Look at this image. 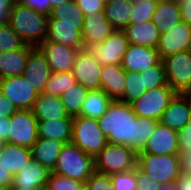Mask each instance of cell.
I'll return each instance as SVG.
<instances>
[{"label": "cell", "mask_w": 191, "mask_h": 190, "mask_svg": "<svg viewBox=\"0 0 191 190\" xmlns=\"http://www.w3.org/2000/svg\"><path fill=\"white\" fill-rule=\"evenodd\" d=\"M0 91L18 110H31L39 95L24 75L0 79Z\"/></svg>", "instance_id": "8fae6325"}, {"label": "cell", "mask_w": 191, "mask_h": 190, "mask_svg": "<svg viewBox=\"0 0 191 190\" xmlns=\"http://www.w3.org/2000/svg\"><path fill=\"white\" fill-rule=\"evenodd\" d=\"M44 41L55 42L82 50V26L80 24L60 23L57 19H48L47 36Z\"/></svg>", "instance_id": "ffe728a7"}, {"label": "cell", "mask_w": 191, "mask_h": 190, "mask_svg": "<svg viewBox=\"0 0 191 190\" xmlns=\"http://www.w3.org/2000/svg\"><path fill=\"white\" fill-rule=\"evenodd\" d=\"M48 1H50L51 10H52V8H55V7L61 5L62 3L67 2L69 0H48Z\"/></svg>", "instance_id": "db71d44e"}, {"label": "cell", "mask_w": 191, "mask_h": 190, "mask_svg": "<svg viewBox=\"0 0 191 190\" xmlns=\"http://www.w3.org/2000/svg\"><path fill=\"white\" fill-rule=\"evenodd\" d=\"M8 144L32 148L38 139V120L32 110H17L10 117Z\"/></svg>", "instance_id": "9c48e42d"}, {"label": "cell", "mask_w": 191, "mask_h": 190, "mask_svg": "<svg viewBox=\"0 0 191 190\" xmlns=\"http://www.w3.org/2000/svg\"><path fill=\"white\" fill-rule=\"evenodd\" d=\"M122 31L131 45L157 48L160 33L152 20L140 24L130 23Z\"/></svg>", "instance_id": "d4e9b609"}, {"label": "cell", "mask_w": 191, "mask_h": 190, "mask_svg": "<svg viewBox=\"0 0 191 190\" xmlns=\"http://www.w3.org/2000/svg\"><path fill=\"white\" fill-rule=\"evenodd\" d=\"M17 3L32 8L37 12L46 14L47 16L51 13V5L48 0H17Z\"/></svg>", "instance_id": "7bdbcfd3"}, {"label": "cell", "mask_w": 191, "mask_h": 190, "mask_svg": "<svg viewBox=\"0 0 191 190\" xmlns=\"http://www.w3.org/2000/svg\"><path fill=\"white\" fill-rule=\"evenodd\" d=\"M77 83L72 72L54 73L51 72L49 80L45 85L43 93L60 97L66 90L70 89Z\"/></svg>", "instance_id": "836d02e7"}, {"label": "cell", "mask_w": 191, "mask_h": 190, "mask_svg": "<svg viewBox=\"0 0 191 190\" xmlns=\"http://www.w3.org/2000/svg\"><path fill=\"white\" fill-rule=\"evenodd\" d=\"M83 15L95 11H104L105 3L102 0H75Z\"/></svg>", "instance_id": "ee69618b"}, {"label": "cell", "mask_w": 191, "mask_h": 190, "mask_svg": "<svg viewBox=\"0 0 191 190\" xmlns=\"http://www.w3.org/2000/svg\"><path fill=\"white\" fill-rule=\"evenodd\" d=\"M18 109L0 91V117H11Z\"/></svg>", "instance_id": "bcb514c9"}, {"label": "cell", "mask_w": 191, "mask_h": 190, "mask_svg": "<svg viewBox=\"0 0 191 190\" xmlns=\"http://www.w3.org/2000/svg\"><path fill=\"white\" fill-rule=\"evenodd\" d=\"M97 121L108 143L126 145L136 153L144 149L158 123L137 117L131 104L119 100H113Z\"/></svg>", "instance_id": "6da1fadb"}, {"label": "cell", "mask_w": 191, "mask_h": 190, "mask_svg": "<svg viewBox=\"0 0 191 190\" xmlns=\"http://www.w3.org/2000/svg\"><path fill=\"white\" fill-rule=\"evenodd\" d=\"M26 43L8 23L0 24V53L22 49Z\"/></svg>", "instance_id": "d590c367"}, {"label": "cell", "mask_w": 191, "mask_h": 190, "mask_svg": "<svg viewBox=\"0 0 191 190\" xmlns=\"http://www.w3.org/2000/svg\"><path fill=\"white\" fill-rule=\"evenodd\" d=\"M191 117V94L177 93L163 112L159 122L170 129L182 131Z\"/></svg>", "instance_id": "ac0fdd59"}, {"label": "cell", "mask_w": 191, "mask_h": 190, "mask_svg": "<svg viewBox=\"0 0 191 190\" xmlns=\"http://www.w3.org/2000/svg\"><path fill=\"white\" fill-rule=\"evenodd\" d=\"M178 144L180 151L191 150V117L186 127L182 131H179Z\"/></svg>", "instance_id": "f6af8a7d"}, {"label": "cell", "mask_w": 191, "mask_h": 190, "mask_svg": "<svg viewBox=\"0 0 191 190\" xmlns=\"http://www.w3.org/2000/svg\"><path fill=\"white\" fill-rule=\"evenodd\" d=\"M126 87L123 97L119 100L131 104L138 100L145 92L143 74L138 72H126Z\"/></svg>", "instance_id": "e575fe53"}, {"label": "cell", "mask_w": 191, "mask_h": 190, "mask_svg": "<svg viewBox=\"0 0 191 190\" xmlns=\"http://www.w3.org/2000/svg\"><path fill=\"white\" fill-rule=\"evenodd\" d=\"M181 21L180 4L176 0H159L152 22L160 34L170 31Z\"/></svg>", "instance_id": "4316f807"}, {"label": "cell", "mask_w": 191, "mask_h": 190, "mask_svg": "<svg viewBox=\"0 0 191 190\" xmlns=\"http://www.w3.org/2000/svg\"><path fill=\"white\" fill-rule=\"evenodd\" d=\"M10 126V117H0V137L8 143V128Z\"/></svg>", "instance_id": "816d5d0a"}, {"label": "cell", "mask_w": 191, "mask_h": 190, "mask_svg": "<svg viewBox=\"0 0 191 190\" xmlns=\"http://www.w3.org/2000/svg\"><path fill=\"white\" fill-rule=\"evenodd\" d=\"M137 190H158L161 183L157 180L152 181L149 176L136 166Z\"/></svg>", "instance_id": "b9f144b4"}, {"label": "cell", "mask_w": 191, "mask_h": 190, "mask_svg": "<svg viewBox=\"0 0 191 190\" xmlns=\"http://www.w3.org/2000/svg\"><path fill=\"white\" fill-rule=\"evenodd\" d=\"M102 65L87 49L79 50L75 58L72 73L77 83L89 90L100 89Z\"/></svg>", "instance_id": "4fadbf2b"}, {"label": "cell", "mask_w": 191, "mask_h": 190, "mask_svg": "<svg viewBox=\"0 0 191 190\" xmlns=\"http://www.w3.org/2000/svg\"><path fill=\"white\" fill-rule=\"evenodd\" d=\"M50 173L49 169L31 157L28 163L13 176L12 187L43 189L47 187Z\"/></svg>", "instance_id": "44dd1931"}, {"label": "cell", "mask_w": 191, "mask_h": 190, "mask_svg": "<svg viewBox=\"0 0 191 190\" xmlns=\"http://www.w3.org/2000/svg\"><path fill=\"white\" fill-rule=\"evenodd\" d=\"M9 190H41V189L26 188V187H11Z\"/></svg>", "instance_id": "11a10c76"}, {"label": "cell", "mask_w": 191, "mask_h": 190, "mask_svg": "<svg viewBox=\"0 0 191 190\" xmlns=\"http://www.w3.org/2000/svg\"><path fill=\"white\" fill-rule=\"evenodd\" d=\"M133 6L134 4L128 0H112L105 4L104 12L111 25L122 31L130 24Z\"/></svg>", "instance_id": "f546056e"}, {"label": "cell", "mask_w": 191, "mask_h": 190, "mask_svg": "<svg viewBox=\"0 0 191 190\" xmlns=\"http://www.w3.org/2000/svg\"><path fill=\"white\" fill-rule=\"evenodd\" d=\"M116 29L108 21L104 11H95L84 15L82 43L86 49L96 43L104 42Z\"/></svg>", "instance_id": "9a60e30c"}, {"label": "cell", "mask_w": 191, "mask_h": 190, "mask_svg": "<svg viewBox=\"0 0 191 190\" xmlns=\"http://www.w3.org/2000/svg\"><path fill=\"white\" fill-rule=\"evenodd\" d=\"M157 3V0H141L138 3H134L130 23L140 24L151 21Z\"/></svg>", "instance_id": "74e56055"}, {"label": "cell", "mask_w": 191, "mask_h": 190, "mask_svg": "<svg viewBox=\"0 0 191 190\" xmlns=\"http://www.w3.org/2000/svg\"><path fill=\"white\" fill-rule=\"evenodd\" d=\"M105 4L111 2L112 0H102Z\"/></svg>", "instance_id": "94428289"}, {"label": "cell", "mask_w": 191, "mask_h": 190, "mask_svg": "<svg viewBox=\"0 0 191 190\" xmlns=\"http://www.w3.org/2000/svg\"><path fill=\"white\" fill-rule=\"evenodd\" d=\"M37 48L45 56L51 72L54 73L71 72L79 51L78 49L50 41L40 43Z\"/></svg>", "instance_id": "5bb4252c"}, {"label": "cell", "mask_w": 191, "mask_h": 190, "mask_svg": "<svg viewBox=\"0 0 191 190\" xmlns=\"http://www.w3.org/2000/svg\"><path fill=\"white\" fill-rule=\"evenodd\" d=\"M146 91L167 85L165 68L162 60L155 66L142 71Z\"/></svg>", "instance_id": "8d00e7d4"}, {"label": "cell", "mask_w": 191, "mask_h": 190, "mask_svg": "<svg viewBox=\"0 0 191 190\" xmlns=\"http://www.w3.org/2000/svg\"><path fill=\"white\" fill-rule=\"evenodd\" d=\"M95 170L107 175L133 170L137 166V153L126 145L108 143L94 157Z\"/></svg>", "instance_id": "5b68a950"}, {"label": "cell", "mask_w": 191, "mask_h": 190, "mask_svg": "<svg viewBox=\"0 0 191 190\" xmlns=\"http://www.w3.org/2000/svg\"><path fill=\"white\" fill-rule=\"evenodd\" d=\"M181 20L191 25V0L180 4Z\"/></svg>", "instance_id": "681fc988"}, {"label": "cell", "mask_w": 191, "mask_h": 190, "mask_svg": "<svg viewBox=\"0 0 191 190\" xmlns=\"http://www.w3.org/2000/svg\"><path fill=\"white\" fill-rule=\"evenodd\" d=\"M191 38V25L180 21L170 31L160 34L157 52L160 58L186 51Z\"/></svg>", "instance_id": "e0dca14e"}, {"label": "cell", "mask_w": 191, "mask_h": 190, "mask_svg": "<svg viewBox=\"0 0 191 190\" xmlns=\"http://www.w3.org/2000/svg\"><path fill=\"white\" fill-rule=\"evenodd\" d=\"M176 94L177 92L167 84L146 91L138 100L131 103V106L137 117L159 121Z\"/></svg>", "instance_id": "52a82bcc"}, {"label": "cell", "mask_w": 191, "mask_h": 190, "mask_svg": "<svg viewBox=\"0 0 191 190\" xmlns=\"http://www.w3.org/2000/svg\"><path fill=\"white\" fill-rule=\"evenodd\" d=\"M73 118L38 121V138H48L69 144L72 141Z\"/></svg>", "instance_id": "83f0119b"}, {"label": "cell", "mask_w": 191, "mask_h": 190, "mask_svg": "<svg viewBox=\"0 0 191 190\" xmlns=\"http://www.w3.org/2000/svg\"><path fill=\"white\" fill-rule=\"evenodd\" d=\"M178 154L156 155L137 153V166L145 172L152 181L161 184H176L180 176Z\"/></svg>", "instance_id": "277c9868"}, {"label": "cell", "mask_w": 191, "mask_h": 190, "mask_svg": "<svg viewBox=\"0 0 191 190\" xmlns=\"http://www.w3.org/2000/svg\"><path fill=\"white\" fill-rule=\"evenodd\" d=\"M23 75L38 94L43 93L51 70L45 56L37 47L30 53Z\"/></svg>", "instance_id": "7402d4cb"}, {"label": "cell", "mask_w": 191, "mask_h": 190, "mask_svg": "<svg viewBox=\"0 0 191 190\" xmlns=\"http://www.w3.org/2000/svg\"><path fill=\"white\" fill-rule=\"evenodd\" d=\"M47 188L50 190H85L84 183L51 172Z\"/></svg>", "instance_id": "f35d334b"}, {"label": "cell", "mask_w": 191, "mask_h": 190, "mask_svg": "<svg viewBox=\"0 0 191 190\" xmlns=\"http://www.w3.org/2000/svg\"><path fill=\"white\" fill-rule=\"evenodd\" d=\"M186 51L191 54V38H190V41H189V44H188V48H187Z\"/></svg>", "instance_id": "6f0895ef"}, {"label": "cell", "mask_w": 191, "mask_h": 190, "mask_svg": "<svg viewBox=\"0 0 191 190\" xmlns=\"http://www.w3.org/2000/svg\"><path fill=\"white\" fill-rule=\"evenodd\" d=\"M128 1H131L134 4L140 2L141 0H128Z\"/></svg>", "instance_id": "91938a15"}, {"label": "cell", "mask_w": 191, "mask_h": 190, "mask_svg": "<svg viewBox=\"0 0 191 190\" xmlns=\"http://www.w3.org/2000/svg\"><path fill=\"white\" fill-rule=\"evenodd\" d=\"M49 19L60 20V23L80 24L83 27L84 15L75 0H69L52 8Z\"/></svg>", "instance_id": "d6a6232c"}, {"label": "cell", "mask_w": 191, "mask_h": 190, "mask_svg": "<svg viewBox=\"0 0 191 190\" xmlns=\"http://www.w3.org/2000/svg\"><path fill=\"white\" fill-rule=\"evenodd\" d=\"M167 84L177 93L191 94V54L187 51L162 58Z\"/></svg>", "instance_id": "ba28073f"}, {"label": "cell", "mask_w": 191, "mask_h": 190, "mask_svg": "<svg viewBox=\"0 0 191 190\" xmlns=\"http://www.w3.org/2000/svg\"><path fill=\"white\" fill-rule=\"evenodd\" d=\"M6 144H7L6 140L0 137V151L4 148Z\"/></svg>", "instance_id": "9f6ffc18"}, {"label": "cell", "mask_w": 191, "mask_h": 190, "mask_svg": "<svg viewBox=\"0 0 191 190\" xmlns=\"http://www.w3.org/2000/svg\"><path fill=\"white\" fill-rule=\"evenodd\" d=\"M158 190H177L176 184H161Z\"/></svg>", "instance_id": "f5cc1de1"}, {"label": "cell", "mask_w": 191, "mask_h": 190, "mask_svg": "<svg viewBox=\"0 0 191 190\" xmlns=\"http://www.w3.org/2000/svg\"><path fill=\"white\" fill-rule=\"evenodd\" d=\"M178 135V131L170 129L168 126L158 121L157 126L148 139L147 144L139 153L156 155L178 154L180 152Z\"/></svg>", "instance_id": "2e32d148"}, {"label": "cell", "mask_w": 191, "mask_h": 190, "mask_svg": "<svg viewBox=\"0 0 191 190\" xmlns=\"http://www.w3.org/2000/svg\"><path fill=\"white\" fill-rule=\"evenodd\" d=\"M49 16L16 3L10 10L8 24L30 46L37 47L47 36Z\"/></svg>", "instance_id": "7a4b0ae2"}, {"label": "cell", "mask_w": 191, "mask_h": 190, "mask_svg": "<svg viewBox=\"0 0 191 190\" xmlns=\"http://www.w3.org/2000/svg\"><path fill=\"white\" fill-rule=\"evenodd\" d=\"M128 46L125 33L116 30L103 43H96L86 49L101 65H121Z\"/></svg>", "instance_id": "7c38bea8"}, {"label": "cell", "mask_w": 191, "mask_h": 190, "mask_svg": "<svg viewBox=\"0 0 191 190\" xmlns=\"http://www.w3.org/2000/svg\"><path fill=\"white\" fill-rule=\"evenodd\" d=\"M89 89L76 83L70 89L60 95V99L65 106L66 112L70 117L80 115L82 104L87 96Z\"/></svg>", "instance_id": "1f68e13d"}, {"label": "cell", "mask_w": 191, "mask_h": 190, "mask_svg": "<svg viewBox=\"0 0 191 190\" xmlns=\"http://www.w3.org/2000/svg\"><path fill=\"white\" fill-rule=\"evenodd\" d=\"M41 190H50V189H48L47 187H44L43 189H41Z\"/></svg>", "instance_id": "6125c7cd"}, {"label": "cell", "mask_w": 191, "mask_h": 190, "mask_svg": "<svg viewBox=\"0 0 191 190\" xmlns=\"http://www.w3.org/2000/svg\"><path fill=\"white\" fill-rule=\"evenodd\" d=\"M177 190H191V175H182L176 181Z\"/></svg>", "instance_id": "f907efd6"}, {"label": "cell", "mask_w": 191, "mask_h": 190, "mask_svg": "<svg viewBox=\"0 0 191 190\" xmlns=\"http://www.w3.org/2000/svg\"><path fill=\"white\" fill-rule=\"evenodd\" d=\"M36 47L25 45L22 49L0 53V79L23 75L27 59Z\"/></svg>", "instance_id": "cb8c5ba5"}, {"label": "cell", "mask_w": 191, "mask_h": 190, "mask_svg": "<svg viewBox=\"0 0 191 190\" xmlns=\"http://www.w3.org/2000/svg\"><path fill=\"white\" fill-rule=\"evenodd\" d=\"M114 190H137L136 168L110 175Z\"/></svg>", "instance_id": "ab89813d"}, {"label": "cell", "mask_w": 191, "mask_h": 190, "mask_svg": "<svg viewBox=\"0 0 191 190\" xmlns=\"http://www.w3.org/2000/svg\"><path fill=\"white\" fill-rule=\"evenodd\" d=\"M162 59L156 48L129 44L122 59V68L126 72H138L157 65Z\"/></svg>", "instance_id": "d6986e66"}, {"label": "cell", "mask_w": 191, "mask_h": 190, "mask_svg": "<svg viewBox=\"0 0 191 190\" xmlns=\"http://www.w3.org/2000/svg\"><path fill=\"white\" fill-rule=\"evenodd\" d=\"M179 162H180V173L182 175H191V150L180 151Z\"/></svg>", "instance_id": "7dc6e473"}, {"label": "cell", "mask_w": 191, "mask_h": 190, "mask_svg": "<svg viewBox=\"0 0 191 190\" xmlns=\"http://www.w3.org/2000/svg\"><path fill=\"white\" fill-rule=\"evenodd\" d=\"M31 110L38 121L73 118L67 114L60 97L45 93L38 95Z\"/></svg>", "instance_id": "484cf974"}, {"label": "cell", "mask_w": 191, "mask_h": 190, "mask_svg": "<svg viewBox=\"0 0 191 190\" xmlns=\"http://www.w3.org/2000/svg\"><path fill=\"white\" fill-rule=\"evenodd\" d=\"M32 157L31 149L6 144L0 151V189L12 187L13 176L17 174Z\"/></svg>", "instance_id": "30bf717a"}, {"label": "cell", "mask_w": 191, "mask_h": 190, "mask_svg": "<svg viewBox=\"0 0 191 190\" xmlns=\"http://www.w3.org/2000/svg\"><path fill=\"white\" fill-rule=\"evenodd\" d=\"M113 100L101 89L89 90L79 116L99 119Z\"/></svg>", "instance_id": "4dcf8cb0"}, {"label": "cell", "mask_w": 191, "mask_h": 190, "mask_svg": "<svg viewBox=\"0 0 191 190\" xmlns=\"http://www.w3.org/2000/svg\"><path fill=\"white\" fill-rule=\"evenodd\" d=\"M94 171V157L69 143L62 147L52 172L85 183Z\"/></svg>", "instance_id": "3957f363"}, {"label": "cell", "mask_w": 191, "mask_h": 190, "mask_svg": "<svg viewBox=\"0 0 191 190\" xmlns=\"http://www.w3.org/2000/svg\"><path fill=\"white\" fill-rule=\"evenodd\" d=\"M179 4L183 3V2H189L190 0H176Z\"/></svg>", "instance_id": "680465c9"}, {"label": "cell", "mask_w": 191, "mask_h": 190, "mask_svg": "<svg viewBox=\"0 0 191 190\" xmlns=\"http://www.w3.org/2000/svg\"><path fill=\"white\" fill-rule=\"evenodd\" d=\"M71 143L93 157L97 156L108 144L97 119L82 116L73 117Z\"/></svg>", "instance_id": "8992f818"}, {"label": "cell", "mask_w": 191, "mask_h": 190, "mask_svg": "<svg viewBox=\"0 0 191 190\" xmlns=\"http://www.w3.org/2000/svg\"><path fill=\"white\" fill-rule=\"evenodd\" d=\"M64 145L63 142L58 140L38 138L31 148V154L33 158L52 172Z\"/></svg>", "instance_id": "f1b7e54d"}, {"label": "cell", "mask_w": 191, "mask_h": 190, "mask_svg": "<svg viewBox=\"0 0 191 190\" xmlns=\"http://www.w3.org/2000/svg\"><path fill=\"white\" fill-rule=\"evenodd\" d=\"M85 190H114L110 175L94 171L84 183Z\"/></svg>", "instance_id": "60d3db41"}, {"label": "cell", "mask_w": 191, "mask_h": 190, "mask_svg": "<svg viewBox=\"0 0 191 190\" xmlns=\"http://www.w3.org/2000/svg\"><path fill=\"white\" fill-rule=\"evenodd\" d=\"M17 0H0V24L8 23L10 10Z\"/></svg>", "instance_id": "c3c4849f"}, {"label": "cell", "mask_w": 191, "mask_h": 190, "mask_svg": "<svg viewBox=\"0 0 191 190\" xmlns=\"http://www.w3.org/2000/svg\"><path fill=\"white\" fill-rule=\"evenodd\" d=\"M100 89L112 100H120L125 91L126 71L121 65H102Z\"/></svg>", "instance_id": "603a6c76"}]
</instances>
